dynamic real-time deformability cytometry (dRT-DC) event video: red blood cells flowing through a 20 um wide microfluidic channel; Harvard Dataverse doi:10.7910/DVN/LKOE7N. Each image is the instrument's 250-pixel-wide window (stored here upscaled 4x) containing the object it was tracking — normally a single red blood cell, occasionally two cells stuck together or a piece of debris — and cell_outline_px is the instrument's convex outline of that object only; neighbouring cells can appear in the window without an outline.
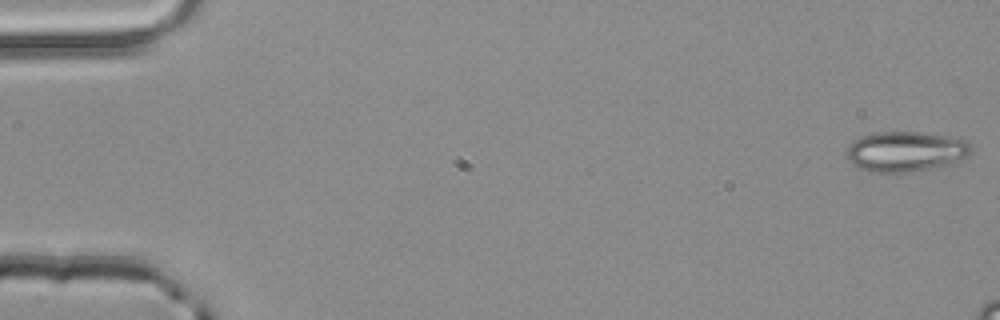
{"species": "common noctule bat (a hibernating species)", "species_latin": "Nyctalus noctula", "temperature_condition": "room temperature", "stored_images_in_passage": 11, "camera_frame_rate_fps": 3000, "um_per_image_px": 0.085, "animal": {"sex": "male", "body_mass_g": 20.4}, "frame": {"image": 1, "passage_image": 1, "time_ms": 0.0, "image_size_px": [1000, 320], "cell_outline_px": [[972, 148], [964, 156], [952, 164], [908, 172], [872, 172], [860, 168], [852, 164], [848, 160], [848, 144], [872, 132], [916, 132], [948, 136], [968, 140]], "centroid_in_image_um": [76.97, 12.87], "position_along_channel_um": 8.0, "area_um2": 28.84}}